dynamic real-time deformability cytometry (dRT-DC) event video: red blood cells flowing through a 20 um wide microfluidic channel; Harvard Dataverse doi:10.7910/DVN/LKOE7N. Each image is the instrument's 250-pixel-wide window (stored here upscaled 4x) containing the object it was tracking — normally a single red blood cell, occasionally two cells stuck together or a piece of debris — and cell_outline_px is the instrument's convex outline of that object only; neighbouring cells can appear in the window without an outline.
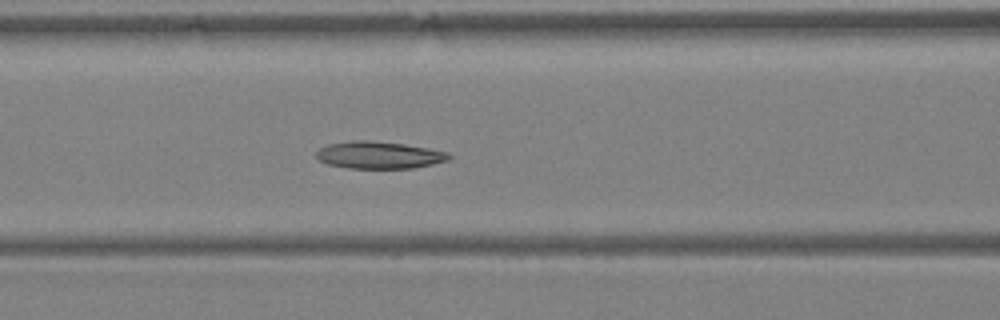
{"species": "Egyptian fruit bat (a non-hibernating species)", "species_latin": "Rousettus aegyptiacus", "temperature_condition": "warm", "stored_images_in_passage": 40, "camera_frame_rate_fps": 3000, "um_per_image_px": 0.085, "animal": {"sex": "female"}, "frame": {"image": 1, "passage_image": 17, "time_ms": 5.333, "image_size_px": [1000, 320], "cell_outline_px": [[452, 156], [448, 160], [432, 164], [412, 168], [348, 168], [328, 164], [316, 160], [316, 152], [320, 148], [328, 144], [352, 140], [368, 140], [404, 144], [428, 148], [448, 152]], "centroid_in_image_um": [32.19, 13.18], "position_along_channel_um": 134.4, "area_um2": 21.04}}
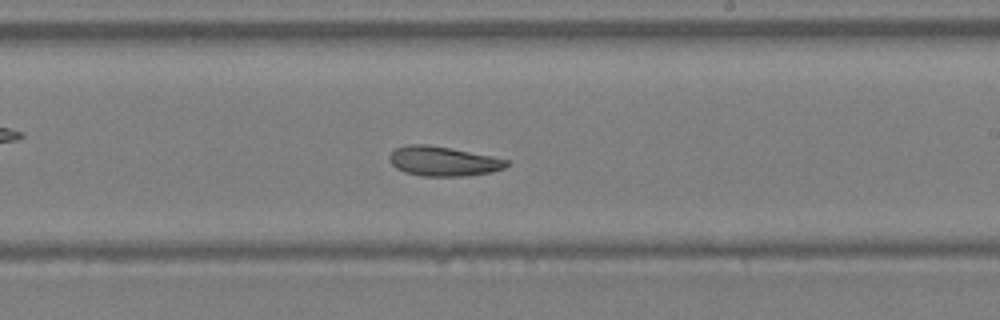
{"frame": {"image": 2, "passage_image": 24, "time_ms": 7.667, "image_size_px": [1000, 320], "cell_outline_px": [[508, 164], [504, 168], [492, 172], [468, 176], [424, 176], [404, 172], [396, 168], [388, 160], [388, 156], [396, 148], [408, 144], [428, 144], [452, 148], [508, 160]], "centroid_in_image_um": [37.64, 13.7], "position_along_channel_um": 251.4, "area_um2": 20.23}}
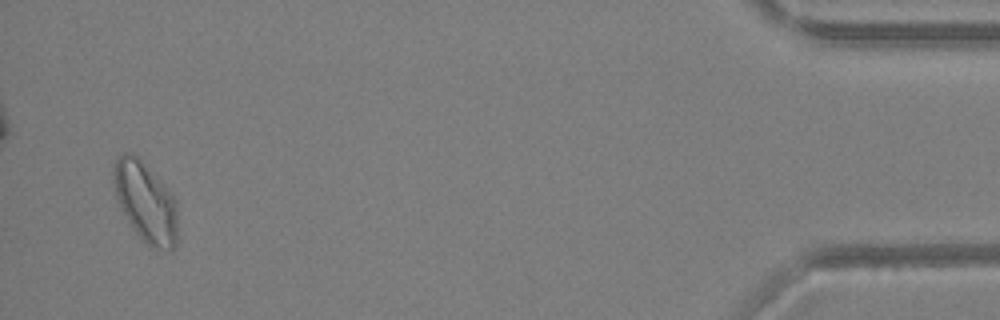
{"frame": {"image": 3, "passage_image": 39, "time_ms": 12.667, "image_size_px": [1000, 320], "cell_outline_px": [[176, 248], [172, 252], [148, 248], [136, 232], [128, 220], [116, 196], [112, 180], [112, 164], [124, 152], [132, 152], [172, 192], [176, 200]], "centroid_in_image_um": [12.38, 17.21], "position_along_channel_um": 422.8, "area_um2": 30.06}}